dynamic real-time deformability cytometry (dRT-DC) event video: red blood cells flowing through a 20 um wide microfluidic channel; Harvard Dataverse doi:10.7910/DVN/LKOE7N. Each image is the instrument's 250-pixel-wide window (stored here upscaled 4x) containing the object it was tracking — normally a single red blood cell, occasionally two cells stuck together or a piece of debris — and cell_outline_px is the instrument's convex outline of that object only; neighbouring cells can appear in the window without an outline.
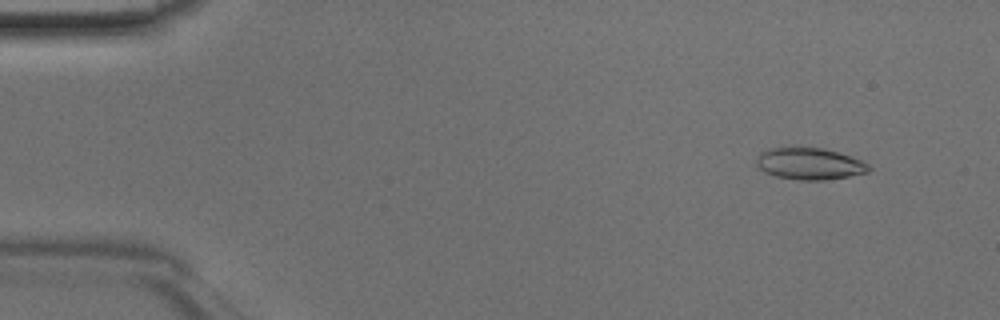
{"species": "Egyptian fruit bat (a non-hibernating species)", "species_latin": "Rousettus aegyptiacus", "temperature_condition": "room temperature", "stored_images_in_passage": 46, "camera_frame_rate_fps": 3000, "um_per_image_px": 0.085, "animal": {"sex": "male"}, "frame": {"image": 1, "passage_image": 4, "time_ms": 1.0, "image_size_px": [1000, 320], "cell_outline_px": [[872, 168], [868, 172], [848, 176], [824, 180], [796, 180], [776, 176], [764, 172], [756, 164], [756, 156], [760, 152], [768, 148], [792, 144], [796, 144], [824, 148], [860, 160], [868, 164]], "centroid_in_image_um": [68.72, 13.87], "position_along_channel_um": 16.3, "area_um2": 21.5}}
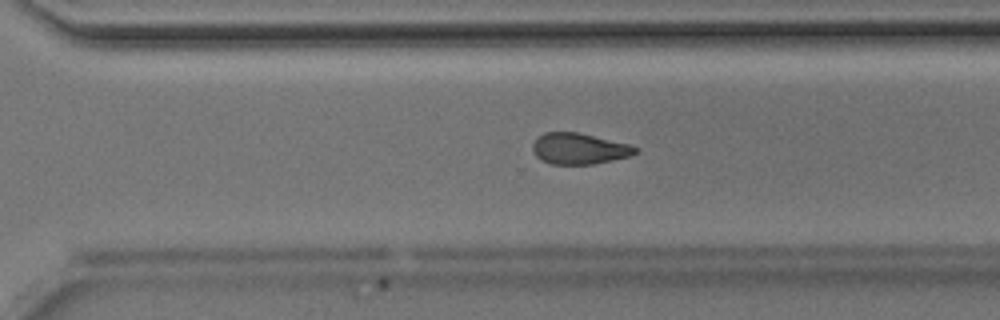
{"frame": {"image": 2, "passage_image": 32, "time_ms": 10.333, "image_size_px": [1000, 320], "cell_outline_px": [[640, 148], [632, 156], [592, 164], [552, 164], [540, 160], [536, 156], [532, 148], [532, 144], [544, 132], [576, 132], [632, 144]], "centroid_in_image_um": [49.26, 12.64], "position_along_channel_um": 321.3, "area_um2": 18.67}}
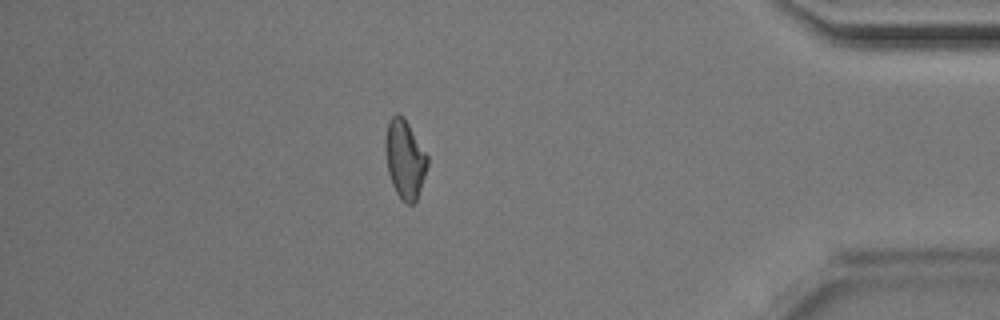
{"frame": {"image": 3, "passage_image": 40, "time_ms": 13.0, "image_size_px": [1000, 320], "cell_outline_px": [[428, 164], [416, 204], [408, 204], [400, 200], [392, 184], [388, 172], [384, 148], [384, 140], [388, 120], [396, 112], [404, 116], [428, 156]], "centroid_in_image_um": [34.4, 13.52], "position_along_channel_um": 400.8, "area_um2": 19.65}}